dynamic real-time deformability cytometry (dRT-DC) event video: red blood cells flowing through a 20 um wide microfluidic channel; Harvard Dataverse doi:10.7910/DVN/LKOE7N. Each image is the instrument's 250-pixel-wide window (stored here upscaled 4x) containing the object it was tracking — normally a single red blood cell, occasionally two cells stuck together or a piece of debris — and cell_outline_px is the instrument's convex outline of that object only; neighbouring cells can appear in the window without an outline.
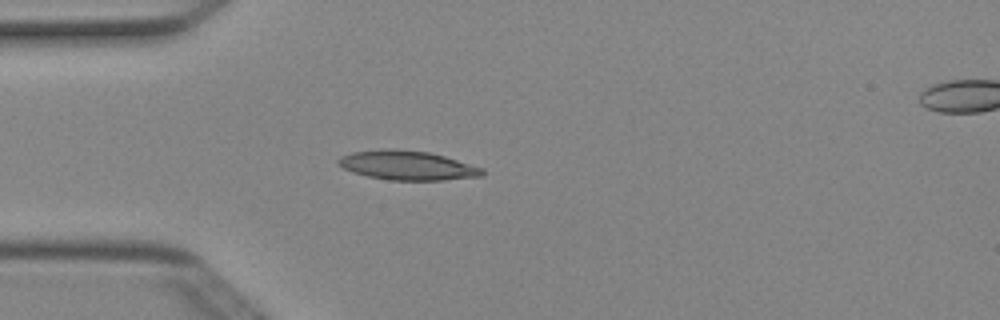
{"species": "Egyptian fruit bat (a non-hibernating species)", "species_latin": "Rousettus aegyptiacus", "temperature_condition": "cold", "stored_images_in_passage": 5, "camera_frame_rate_fps": 3000, "um_per_image_px": 0.085, "animal": {"sex": "female"}, "frame": {"image": 1, "passage_image": 4, "time_ms": 1.0, "image_size_px": [1000, 320], "cell_outline_px": [[484, 176], [444, 180], [388, 180], [368, 176], [352, 172], [336, 164], [336, 160], [340, 156], [352, 152], [392, 148], [396, 148], [428, 152], [444, 156], [484, 168]], "centroid_in_image_um": [34.61, 14.06], "position_along_channel_um": 50.4, "area_um2": 24.68}}